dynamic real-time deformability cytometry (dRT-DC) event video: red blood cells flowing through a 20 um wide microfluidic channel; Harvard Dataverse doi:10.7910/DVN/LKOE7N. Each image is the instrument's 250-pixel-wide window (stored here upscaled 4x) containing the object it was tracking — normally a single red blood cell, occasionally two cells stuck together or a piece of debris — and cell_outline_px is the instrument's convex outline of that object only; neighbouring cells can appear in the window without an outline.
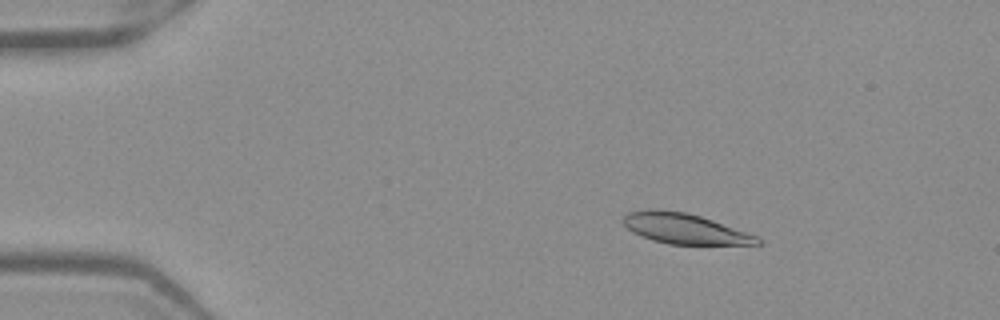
{"species": "Egyptian fruit bat (a non-hibernating species)", "species_latin": "Rousettus aegyptiacus", "temperature_condition": "warm", "stored_images_in_passage": 53, "camera_frame_rate_fps": 3000, "um_per_image_px": 0.085, "frame": {"image": 1, "passage_image": 9, "time_ms": 2.667, "image_size_px": [1000, 320], "cell_outline_px": [[764, 244], [668, 244], [652, 240], [640, 236], [632, 232], [620, 220], [628, 212], [648, 208], [656, 208], [688, 212], [712, 220], [756, 236], [764, 240]], "centroid_in_image_um": [58.13, 19.42], "position_along_channel_um": 26.9, "area_um2": 23.87}}
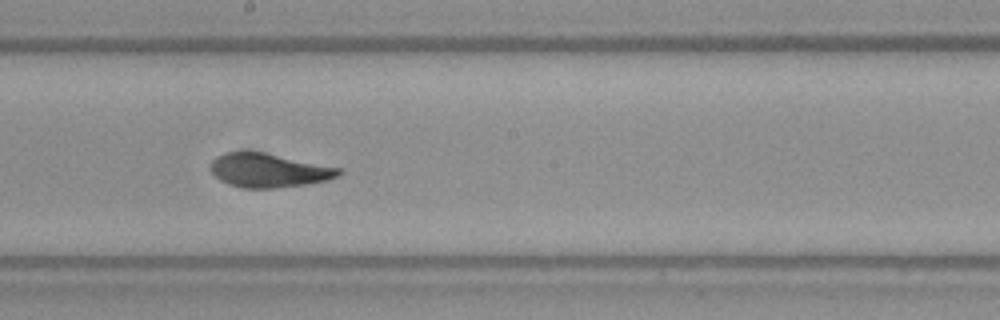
{"frame": {"image": 2, "passage_image": 30, "time_ms": 9.667, "image_size_px": [1000, 320], "cell_outline_px": [[344, 172], [340, 176], [328, 180], [304, 184], [276, 188], [244, 188], [228, 184], [220, 180], [208, 168], [208, 164], [216, 156], [224, 152], [264, 152], [340, 168]], "centroid_in_image_um": [22.82, 14.48], "position_along_channel_um": 225.4, "area_um2": 25.37}}
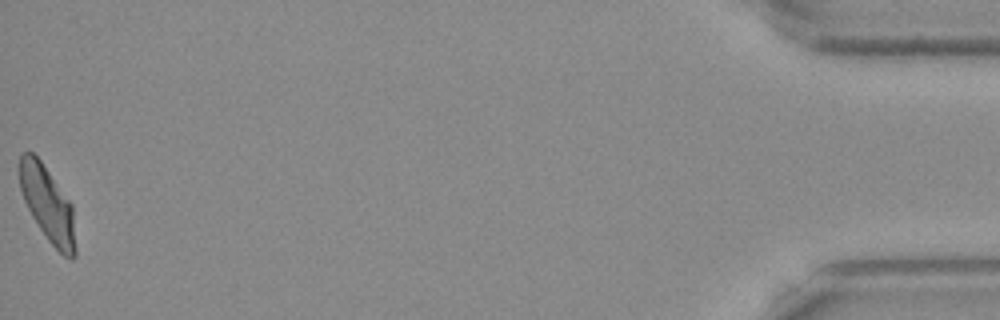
{"frame": {"image": 3, "passage_image": 53, "time_ms": 17.333, "image_size_px": [1000, 320], "cell_outline_px": [[76, 256], [72, 260], [64, 256], [48, 240], [32, 216], [24, 200], [20, 188], [16, 168], [20, 156], [24, 152], [32, 152], [40, 160], [72, 204], [76, 248]], "centroid_in_image_um": [4.02, 17.33], "position_along_channel_um": 431.2, "area_um2": 24.62}, "authors_computed_cell_mechanics": {"area_um2": 25.0852, "velocity_mm_per_s": 3.9136, "shape_relaxation_time_tau1_ms": 4.3383, "shape_relaxation_time_tau2_ms": 1.2982, "deformation_change_tau1": 0.1597, "deformation_change_tau2": 0.075}}